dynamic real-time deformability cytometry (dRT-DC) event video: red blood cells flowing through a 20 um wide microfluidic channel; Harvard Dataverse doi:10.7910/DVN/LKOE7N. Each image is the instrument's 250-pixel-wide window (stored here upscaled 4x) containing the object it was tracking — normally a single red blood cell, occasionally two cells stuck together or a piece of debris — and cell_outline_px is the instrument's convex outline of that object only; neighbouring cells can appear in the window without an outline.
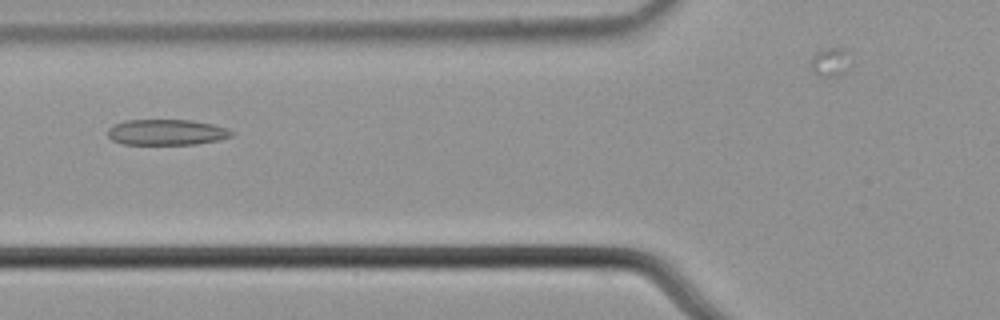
{"species": "common noctule bat (a hibernating species)", "species_latin": "Nyctalus noctula", "temperature_condition": "cold", "stored_images_in_passage": 33, "camera_frame_rate_fps": 3000, "um_per_image_px": 0.085, "animal": {"sex": "male", "body_mass_g": 21.5, "forearm_length_mm": 52.0}, "frame": {"image": 1, "passage_image": 9, "time_ms": 2.667, "image_size_px": [1000, 320], "cell_outline_px": [[236, 132], [232, 136], [220, 140], [196, 144], [120, 144], [112, 140], [108, 136], [108, 128], [112, 124], [124, 120], [192, 120], [212, 124], [228, 128]], "centroid_in_image_um": [14.17, 11.24], "position_along_channel_um": 111.6, "area_um2": 18.84}}
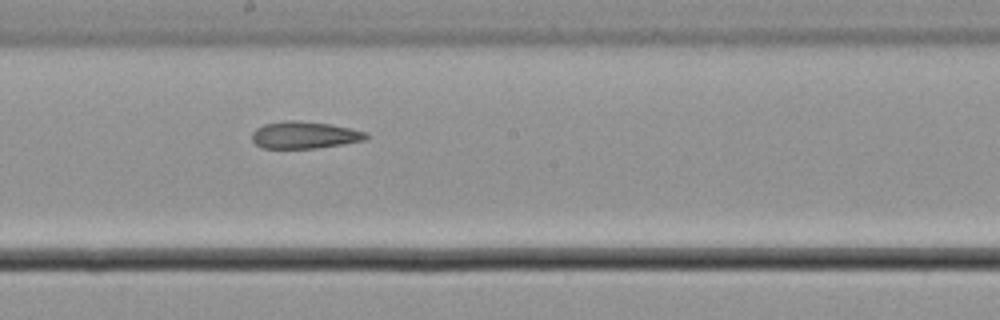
{"frame": {"image": 2, "passage_image": 18, "time_ms": 5.667, "image_size_px": [1000, 320], "cell_outline_px": [[372, 136], [368, 140], [344, 144], [316, 148], [264, 148], [256, 144], [252, 140], [252, 132], [256, 128], [264, 124], [284, 120], [296, 120], [332, 124], [368, 132]], "centroid_in_image_um": [25.95, 11.47], "position_along_channel_um": 222.3, "area_um2": 18.32}}
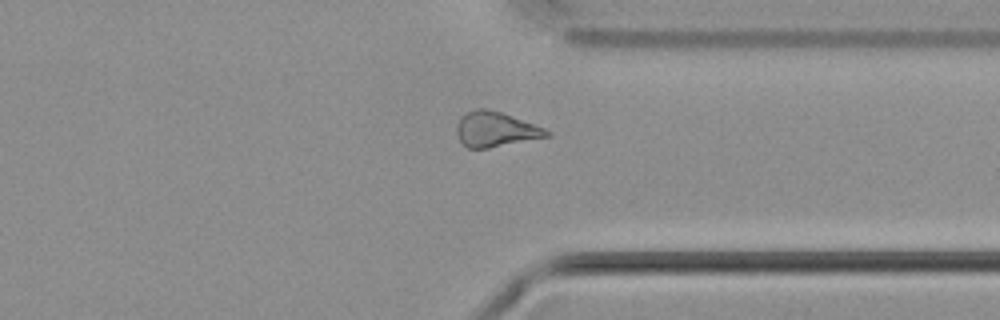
{"frame": {"image": 3, "passage_image": 30, "time_ms": 9.667, "image_size_px": [1000, 320], "cell_outline_px": [[552, 136], [488, 148], [468, 148], [460, 140], [456, 132], [456, 124], [460, 116], [476, 108], [484, 108], [500, 112], [512, 116], [544, 128], [552, 132]], "centroid_in_image_um": [42.12, 11.0], "position_along_channel_um": 369.3, "area_um2": 18.32}}